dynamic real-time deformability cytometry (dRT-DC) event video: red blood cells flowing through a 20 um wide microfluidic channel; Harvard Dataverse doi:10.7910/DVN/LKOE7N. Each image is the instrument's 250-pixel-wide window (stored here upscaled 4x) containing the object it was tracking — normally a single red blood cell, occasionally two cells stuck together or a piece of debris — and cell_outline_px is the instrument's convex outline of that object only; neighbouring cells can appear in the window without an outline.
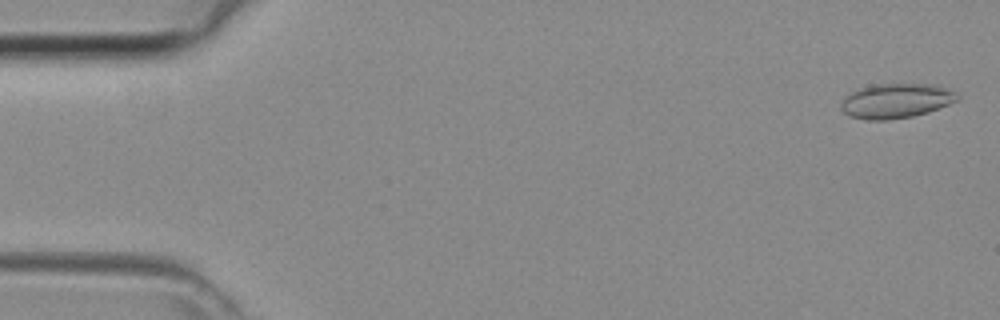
{"species": "common noctule bat (a hibernating species)", "species_latin": "Nyctalus noctula", "temperature_condition": "room temperature", "stored_images_in_passage": 42, "camera_frame_rate_fps": 3000, "um_per_image_px": 0.085, "animal": {"sex": "female", "body_mass_g": 29.2, "forearm_length_mm": 56.3}, "frame": {"image": 1, "passage_image": 1, "time_ms": 0.0, "image_size_px": [1000, 320], "cell_outline_px": [[960, 100], [928, 112], [912, 116], [888, 120], [864, 120], [848, 116], [840, 108], [840, 104], [844, 96], [860, 88], [872, 84], [940, 84], [956, 92], [960, 96]], "centroid_in_image_um": [76.18, 8.56], "position_along_channel_um": 8.8, "area_um2": 23.93}}
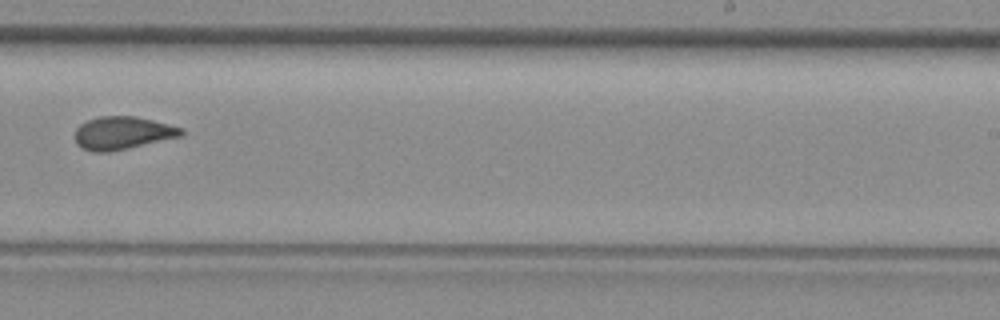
{"frame": {"image": 2, "passage_image": 27, "time_ms": 8.667, "image_size_px": [1000, 320], "cell_outline_px": [[184, 136], [128, 148], [108, 152], [92, 152], [76, 144], [76, 128], [80, 124], [88, 120], [100, 116], [136, 116], [184, 128]], "centroid_in_image_um": [10.45, 11.3], "position_along_channel_um": 278.6, "area_um2": 20.4}}
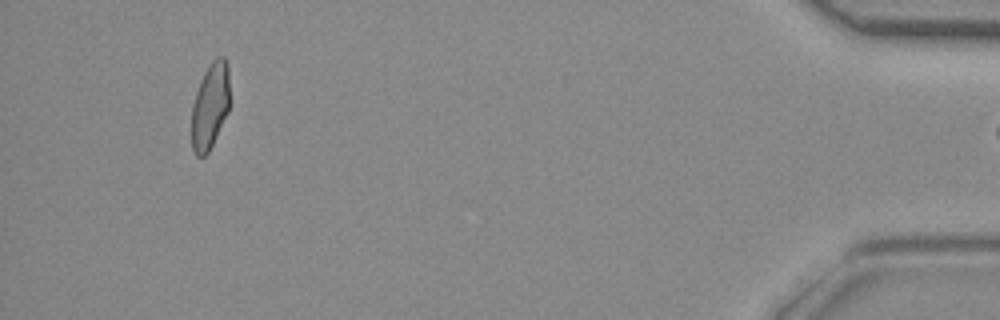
{"frame": {"image": 3, "passage_image": 41, "time_ms": 13.333, "image_size_px": [1000, 320], "cell_outline_px": [[228, 112], [208, 152], [204, 156], [196, 156], [192, 148], [192, 104], [200, 80], [208, 64], [216, 56], [224, 56], [228, 64]], "centroid_in_image_um": [17.85, 8.96], "position_along_channel_um": 417.4, "area_um2": 19.02}}